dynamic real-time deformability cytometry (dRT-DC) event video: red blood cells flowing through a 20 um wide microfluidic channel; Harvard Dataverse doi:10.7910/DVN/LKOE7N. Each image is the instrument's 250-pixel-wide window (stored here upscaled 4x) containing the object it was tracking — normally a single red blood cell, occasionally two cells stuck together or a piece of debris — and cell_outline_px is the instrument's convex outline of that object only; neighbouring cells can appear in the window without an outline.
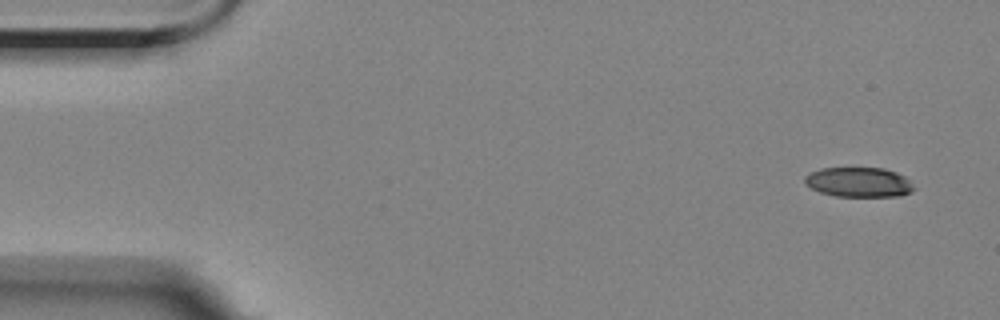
{"species": "Egyptian fruit bat (a non-hibernating species)", "species_latin": "Rousettus aegyptiacus", "temperature_condition": "room temperature", "stored_images_in_passage": 9, "camera_frame_rate_fps": 3000, "um_per_image_px": 0.085, "animal": {"sex": "female"}, "frame": {"image": 1, "passage_image": 1, "time_ms": 0.0, "image_size_px": [1000, 320], "cell_outline_px": [[916, 188], [912, 192], [900, 196], [836, 196], [820, 192], [804, 184], [804, 176], [820, 168], [884, 168], [896, 172], [904, 176]], "centroid_in_image_um": [73.0, 15.48], "position_along_channel_um": 12.0, "area_um2": 18.96}}
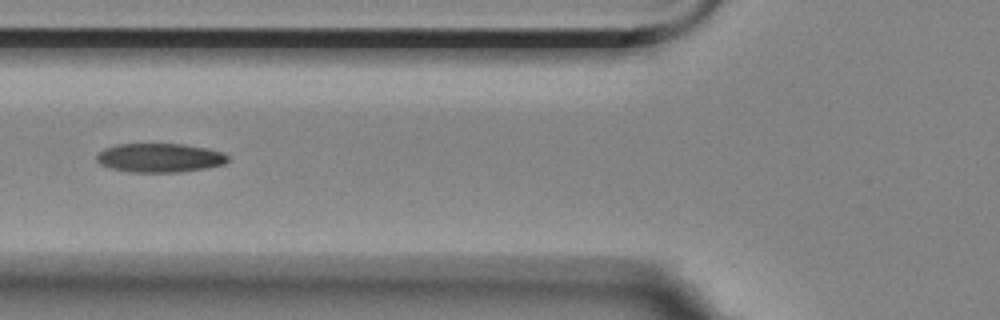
{"frame": {"image": 2, "passage_image": 6, "time_ms": 6.0, "image_size_px": [1000, 320], "cell_outline_px": [[228, 160], [224, 164], [204, 168], [180, 172], [128, 172], [108, 168], [100, 164], [96, 160], [96, 156], [104, 148], [116, 144], [184, 144], [224, 152], [228, 156]], "centroid_in_image_um": [13.54, 13.41], "position_along_channel_um": 112.3, "area_um2": 22.2}}
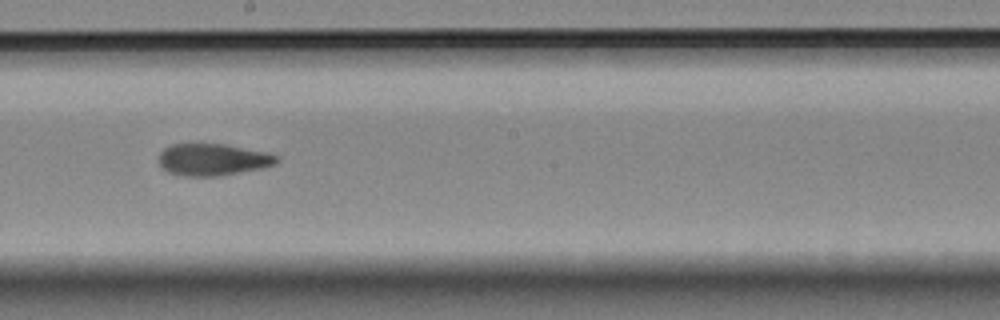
{"frame": {"image": 3, "passage_image": 9, "time_ms": 9.333, "image_size_px": [1000, 320], "cell_outline_px": [[280, 160], [276, 164], [260, 168], [240, 172], [216, 176], [184, 176], [168, 172], [160, 168], [160, 152], [164, 148], [172, 144], [224, 144], [268, 152], [276, 156]], "centroid_in_image_um": [18.08, 13.56], "position_along_channel_um": 230.1, "area_um2": 21.85}}